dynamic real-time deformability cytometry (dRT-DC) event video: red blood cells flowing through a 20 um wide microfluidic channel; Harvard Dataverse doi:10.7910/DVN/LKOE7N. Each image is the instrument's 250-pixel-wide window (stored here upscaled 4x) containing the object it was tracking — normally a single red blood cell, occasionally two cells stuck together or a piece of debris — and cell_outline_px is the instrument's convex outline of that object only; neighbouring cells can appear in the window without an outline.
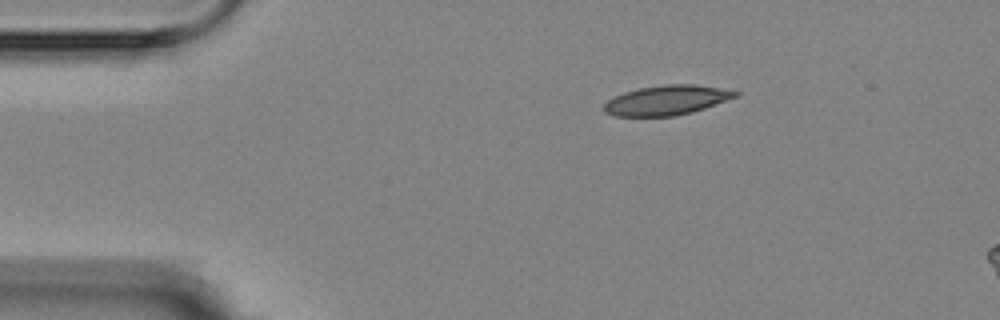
{"species": "Egyptian fruit bat (a non-hibernating species)", "species_latin": "Rousettus aegyptiacus", "temperature_condition": "room temperature", "stored_images_in_passage": 4, "camera_frame_rate_fps": 3000, "um_per_image_px": 0.085, "animal": {"sex": "female"}, "frame": {"image": 1, "passage_image": 1, "time_ms": 0.0, "image_size_px": [1000, 320], "cell_outline_px": [[740, 96], [692, 112], [676, 116], [612, 116], [604, 112], [604, 104], [608, 100], [624, 92], [640, 88], [664, 84], [692, 84], [720, 88], [740, 92]], "centroid_in_image_um": [56.68, 8.52], "position_along_channel_um": 28.3, "area_um2": 22.72}}
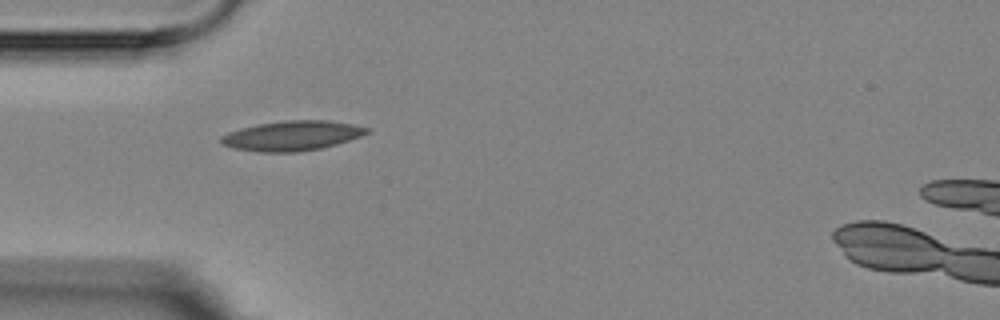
{"frame": {"image": 2, "passage_image": 3, "time_ms": 2.333, "image_size_px": [1000, 320], "cell_outline_px": [[372, 132], [336, 144], [320, 148], [296, 152], [260, 152], [232, 148], [220, 144], [220, 136], [228, 132], [240, 128], [260, 124], [284, 120], [328, 120], [352, 124], [372, 128]], "centroid_in_image_um": [24.82, 11.53], "position_along_channel_um": 60.2, "area_um2": 25.43}}
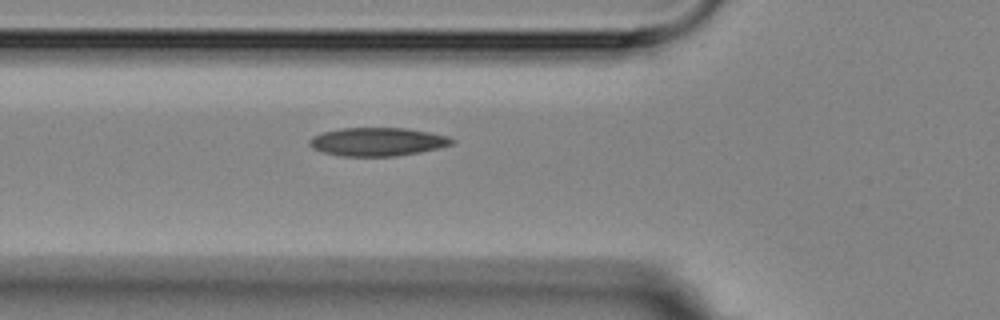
{"frame": {"image": 3, "passage_image": 4, "time_ms": 3.333, "image_size_px": [1000, 320], "cell_outline_px": [[456, 140], [452, 144], [420, 152], [396, 156], [340, 156], [324, 152], [312, 148], [308, 144], [308, 140], [312, 136], [324, 132], [340, 128], [404, 128], [428, 132], [448, 136]], "centroid_in_image_um": [32.06, 12.05], "position_along_channel_um": 93.7, "area_um2": 23.47}}